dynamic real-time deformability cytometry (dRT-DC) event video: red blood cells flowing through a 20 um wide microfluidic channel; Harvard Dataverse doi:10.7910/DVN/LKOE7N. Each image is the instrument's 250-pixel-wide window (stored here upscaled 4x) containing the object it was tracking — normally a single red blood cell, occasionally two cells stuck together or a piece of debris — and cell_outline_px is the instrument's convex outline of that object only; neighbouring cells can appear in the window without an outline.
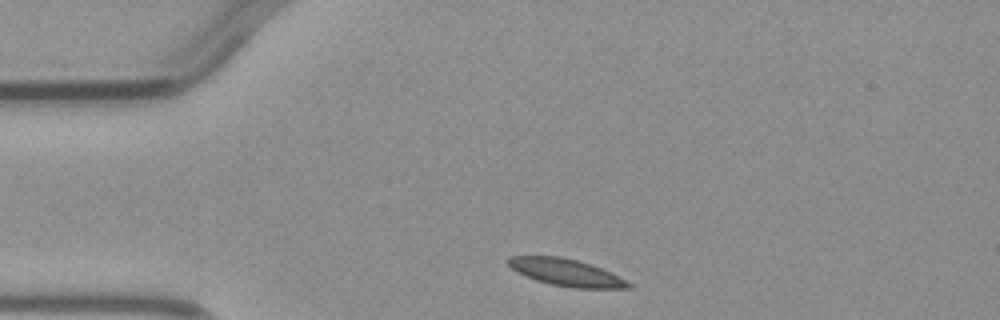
{"species": "common noctule bat (a hibernating species)", "species_latin": "Nyctalus noctula", "temperature_condition": "warm", "stored_images_in_passage": 4, "camera_frame_rate_fps": 3000, "um_per_image_px": 0.085, "animal": {"sex": "male", "body_mass_g": 23.1, "forearm_length_mm": 52.7}, "frame": {"image": 1, "passage_image": 1, "time_ms": 0.0, "image_size_px": [1000, 320], "cell_outline_px": [[632, 288], [576, 288], [552, 284], [536, 280], [516, 272], [508, 264], [508, 256], [560, 256], [576, 260], [600, 268], [632, 284]], "centroid_in_image_um": [48.07, 23.15], "position_along_channel_um": 36.9, "area_um2": 18.5}}
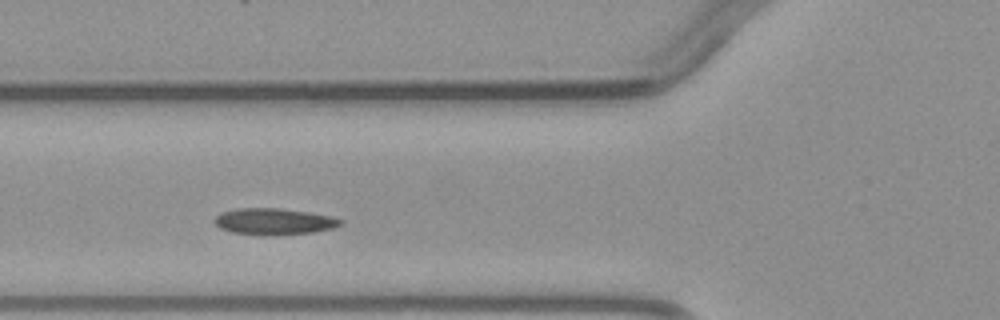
{"frame": {"image": 2, "passage_image": 3, "time_ms": 2.333, "image_size_px": [1000, 320], "cell_outline_px": [[344, 220], [340, 224], [332, 228], [312, 232], [272, 236], [260, 236], [232, 232], [220, 228], [212, 220], [220, 212], [236, 208], [280, 208], [308, 212], [332, 216]], "centroid_in_image_um": [23.24, 18.83], "position_along_channel_um": 102.6, "area_um2": 19.65}}
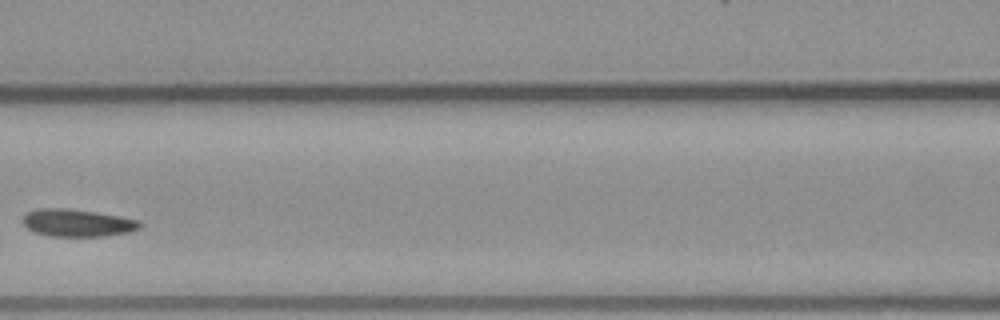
{"frame": {"image": 3, "passage_image": 4, "time_ms": 3.667, "image_size_px": [1000, 320], "cell_outline_px": [[144, 224], [140, 228], [128, 232], [104, 236], [48, 236], [36, 232], [28, 228], [24, 224], [24, 216], [28, 212], [36, 208], [68, 208], [96, 212], [120, 216], [140, 220]], "centroid_in_image_um": [6.62, 18.94], "position_along_channel_um": 160.0, "area_um2": 18.73}}